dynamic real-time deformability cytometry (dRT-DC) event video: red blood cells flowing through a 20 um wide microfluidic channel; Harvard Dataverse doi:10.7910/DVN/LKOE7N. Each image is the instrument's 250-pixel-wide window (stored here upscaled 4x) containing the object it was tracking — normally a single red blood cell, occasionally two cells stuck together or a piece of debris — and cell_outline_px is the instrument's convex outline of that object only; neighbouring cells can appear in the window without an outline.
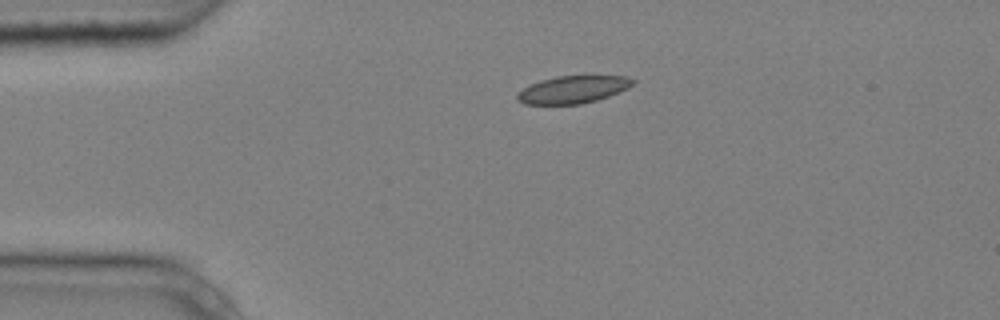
{"species": "common noctule bat (a hibernating species)", "species_latin": "Nyctalus noctula", "temperature_condition": "cold", "stored_images_in_passage": 4, "camera_frame_rate_fps": 3000, "um_per_image_px": 0.085, "animal": {"sex": "male", "body_mass_g": 20.4}, "frame": {"image": 1, "passage_image": 3, "time_ms": 0.667, "image_size_px": [1000, 320], "cell_outline_px": [[636, 80], [628, 88], [608, 96], [596, 100], [580, 104], [524, 104], [516, 100], [516, 92], [540, 80], [556, 76], [628, 76]], "centroid_in_image_um": [48.67, 7.61], "position_along_channel_um": 36.3, "area_um2": 18.44}}